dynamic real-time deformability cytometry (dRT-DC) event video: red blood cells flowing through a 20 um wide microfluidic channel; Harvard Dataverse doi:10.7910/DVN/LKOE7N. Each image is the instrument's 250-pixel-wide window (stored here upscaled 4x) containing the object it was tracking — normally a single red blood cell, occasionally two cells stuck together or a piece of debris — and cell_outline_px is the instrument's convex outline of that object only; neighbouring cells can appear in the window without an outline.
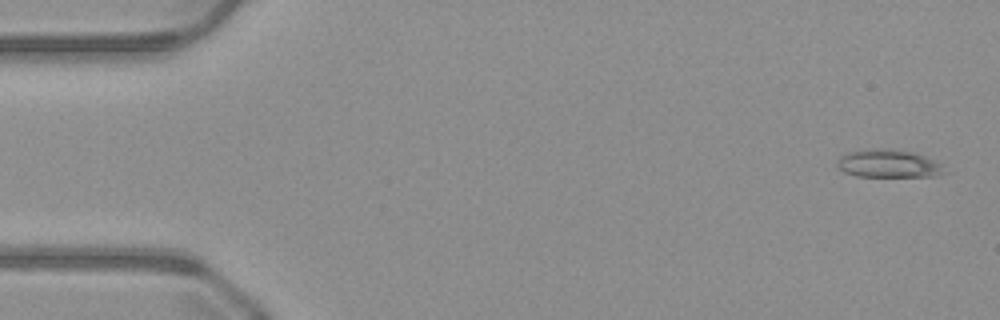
{"species": "common noctule bat (a hibernating species)", "species_latin": "Nyctalus noctula", "temperature_condition": "warm", "stored_images_in_passage": 50, "camera_frame_rate_fps": 3000, "um_per_image_px": 0.085, "animal": {"sex": "male", "body_mass_g": 23.1, "forearm_length_mm": 52.7}, "frame": {"image": 1, "passage_image": 2, "time_ms": 0.333, "image_size_px": [1000, 320], "cell_outline_px": [[948, 172], [936, 176], [856, 176], [844, 172], [836, 164], [840, 156], [848, 152], [912, 152], [924, 156], [940, 164]], "centroid_in_image_um": [75.56, 13.98], "position_along_channel_um": 9.4, "area_um2": 16.24}}
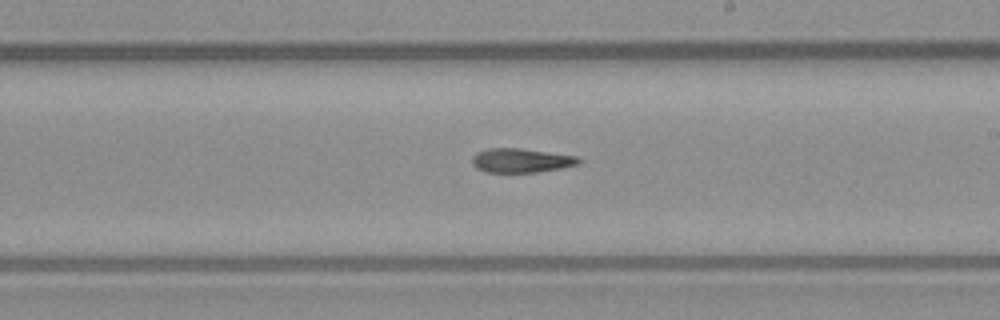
{"frame": {"image": 2, "passage_image": 29, "time_ms": 9.333, "image_size_px": [1000, 320], "cell_outline_px": [[584, 160], [580, 164], [560, 168], [536, 172], [484, 172], [476, 168], [472, 164], [472, 156], [476, 152], [488, 148], [520, 148], [580, 156]], "centroid_in_image_um": [44.32, 13.63], "position_along_channel_um": 244.7, "area_um2": 15.26}}
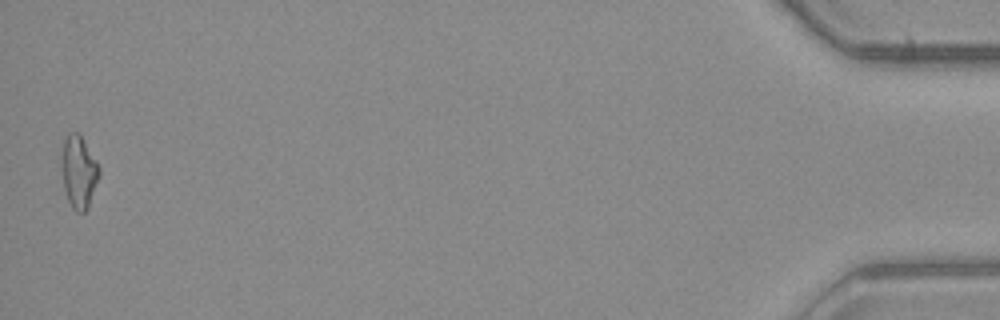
{"frame": {"image": 3, "passage_image": 50, "time_ms": 16.333, "image_size_px": [1000, 320], "cell_outline_px": [[100, 176], [88, 208], [84, 212], [76, 212], [72, 208], [68, 200], [64, 188], [64, 140], [68, 132], [80, 132], [96, 160], [100, 168]], "centroid_in_image_um": [6.76, 14.61], "position_along_channel_um": 428.4, "area_um2": 15.55}, "authors_computed_cell_mechanics": {"area_um2": 15.6349, "velocity_mm_per_s": 4.094, "shape_relaxation_time_tau1_ms": null, "shape_relaxation_time_tau2_ms": 10.8453, "deformation_change_tau1": null, "deformation_change_tau2": 0.2741}}